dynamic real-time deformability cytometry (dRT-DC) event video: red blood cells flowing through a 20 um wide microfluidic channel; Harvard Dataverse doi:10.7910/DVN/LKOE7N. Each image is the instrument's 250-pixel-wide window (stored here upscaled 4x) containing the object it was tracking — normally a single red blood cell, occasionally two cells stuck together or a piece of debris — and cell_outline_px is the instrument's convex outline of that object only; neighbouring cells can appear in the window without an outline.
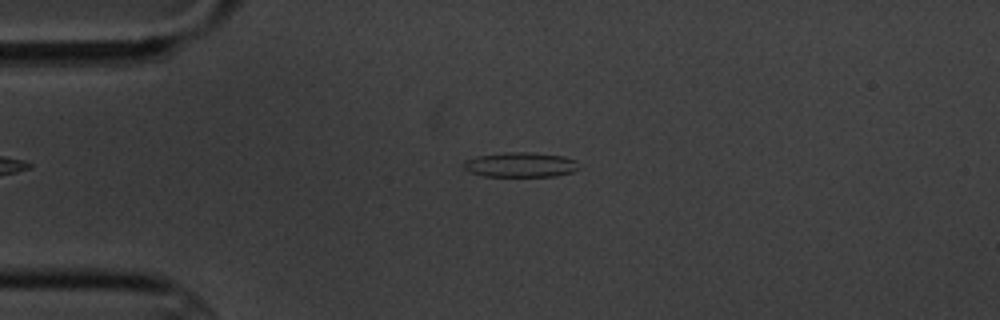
{"species": "common noctule bat (a hibernating species)", "species_latin": "Nyctalus noctula", "temperature_condition": "cold", "stored_images_in_passage": 2, "camera_frame_rate_fps": 3000, "um_per_image_px": 0.085, "animal": {"sex": "male", "body_mass_g": 20.1, "forearm_length_mm": 53.5}, "frame": {"image": 1, "passage_image": 2, "time_ms": 1.333, "image_size_px": [1000, 320], "cell_outline_px": [[580, 168], [572, 172], [556, 176], [484, 176], [468, 172], [464, 168], [464, 164], [468, 160], [476, 156], [512, 152], [532, 152], [564, 156], [576, 160]], "centroid_in_image_um": [44.29, 14.0], "position_along_channel_um": 40.7, "area_um2": 16.65}}